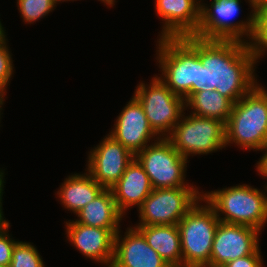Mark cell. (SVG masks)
Listing matches in <instances>:
<instances>
[{"label":"cell","instance_id":"cell-1","mask_svg":"<svg viewBox=\"0 0 267 267\" xmlns=\"http://www.w3.org/2000/svg\"><path fill=\"white\" fill-rule=\"evenodd\" d=\"M255 70L248 43L197 37V75L191 96L216 90L236 103L258 83Z\"/></svg>","mask_w":267,"mask_h":267},{"label":"cell","instance_id":"cell-2","mask_svg":"<svg viewBox=\"0 0 267 267\" xmlns=\"http://www.w3.org/2000/svg\"><path fill=\"white\" fill-rule=\"evenodd\" d=\"M225 132L226 147L260 151L267 145V89L261 83L233 104Z\"/></svg>","mask_w":267,"mask_h":267},{"label":"cell","instance_id":"cell-3","mask_svg":"<svg viewBox=\"0 0 267 267\" xmlns=\"http://www.w3.org/2000/svg\"><path fill=\"white\" fill-rule=\"evenodd\" d=\"M264 188L263 191L250 184L225 186L203 192L202 198L215 210L221 222L247 225L261 231L267 224V187Z\"/></svg>","mask_w":267,"mask_h":267},{"label":"cell","instance_id":"cell-4","mask_svg":"<svg viewBox=\"0 0 267 267\" xmlns=\"http://www.w3.org/2000/svg\"><path fill=\"white\" fill-rule=\"evenodd\" d=\"M156 48L158 77L186 102L196 83L197 37L158 38Z\"/></svg>","mask_w":267,"mask_h":267},{"label":"cell","instance_id":"cell-5","mask_svg":"<svg viewBox=\"0 0 267 267\" xmlns=\"http://www.w3.org/2000/svg\"><path fill=\"white\" fill-rule=\"evenodd\" d=\"M202 202L205 204L202 205ZM215 210L201 198L177 224L183 267L210 266L215 232L219 224Z\"/></svg>","mask_w":267,"mask_h":267},{"label":"cell","instance_id":"cell-6","mask_svg":"<svg viewBox=\"0 0 267 267\" xmlns=\"http://www.w3.org/2000/svg\"><path fill=\"white\" fill-rule=\"evenodd\" d=\"M203 2L196 37L250 41L254 31L255 10H251L246 19L235 22L232 19L240 13L241 0H213L208 5Z\"/></svg>","mask_w":267,"mask_h":267},{"label":"cell","instance_id":"cell-7","mask_svg":"<svg viewBox=\"0 0 267 267\" xmlns=\"http://www.w3.org/2000/svg\"><path fill=\"white\" fill-rule=\"evenodd\" d=\"M137 85L133 96L141 104L152 130L160 138H167L186 110L185 100L156 74L149 84L141 81Z\"/></svg>","mask_w":267,"mask_h":267},{"label":"cell","instance_id":"cell-8","mask_svg":"<svg viewBox=\"0 0 267 267\" xmlns=\"http://www.w3.org/2000/svg\"><path fill=\"white\" fill-rule=\"evenodd\" d=\"M185 112L167 137L185 158L207 155L226 147L225 124L216 119Z\"/></svg>","mask_w":267,"mask_h":267},{"label":"cell","instance_id":"cell-9","mask_svg":"<svg viewBox=\"0 0 267 267\" xmlns=\"http://www.w3.org/2000/svg\"><path fill=\"white\" fill-rule=\"evenodd\" d=\"M199 187L153 189L137 209L139 222L134 226L177 225L202 198Z\"/></svg>","mask_w":267,"mask_h":267},{"label":"cell","instance_id":"cell-10","mask_svg":"<svg viewBox=\"0 0 267 267\" xmlns=\"http://www.w3.org/2000/svg\"><path fill=\"white\" fill-rule=\"evenodd\" d=\"M144 168L153 189L188 187L187 163L167 138H160L135 155Z\"/></svg>","mask_w":267,"mask_h":267},{"label":"cell","instance_id":"cell-11","mask_svg":"<svg viewBox=\"0 0 267 267\" xmlns=\"http://www.w3.org/2000/svg\"><path fill=\"white\" fill-rule=\"evenodd\" d=\"M87 171L104 189H110L135 158L127 148L107 134L98 145L88 151Z\"/></svg>","mask_w":267,"mask_h":267},{"label":"cell","instance_id":"cell-12","mask_svg":"<svg viewBox=\"0 0 267 267\" xmlns=\"http://www.w3.org/2000/svg\"><path fill=\"white\" fill-rule=\"evenodd\" d=\"M262 231L251 226L219 221L212 244L210 266L223 267L259 248Z\"/></svg>","mask_w":267,"mask_h":267},{"label":"cell","instance_id":"cell-13","mask_svg":"<svg viewBox=\"0 0 267 267\" xmlns=\"http://www.w3.org/2000/svg\"><path fill=\"white\" fill-rule=\"evenodd\" d=\"M115 120L108 134L134 155L160 139L152 130L141 104L133 95Z\"/></svg>","mask_w":267,"mask_h":267},{"label":"cell","instance_id":"cell-14","mask_svg":"<svg viewBox=\"0 0 267 267\" xmlns=\"http://www.w3.org/2000/svg\"><path fill=\"white\" fill-rule=\"evenodd\" d=\"M155 13L162 19L159 38L195 36L200 23L199 0H155Z\"/></svg>","mask_w":267,"mask_h":267},{"label":"cell","instance_id":"cell-15","mask_svg":"<svg viewBox=\"0 0 267 267\" xmlns=\"http://www.w3.org/2000/svg\"><path fill=\"white\" fill-rule=\"evenodd\" d=\"M64 223L67 241L76 250L95 263L111 266L115 235L109 229L86 226L71 219Z\"/></svg>","mask_w":267,"mask_h":267},{"label":"cell","instance_id":"cell-16","mask_svg":"<svg viewBox=\"0 0 267 267\" xmlns=\"http://www.w3.org/2000/svg\"><path fill=\"white\" fill-rule=\"evenodd\" d=\"M110 267L170 266L147 244L144 236L131 225L127 227L124 235H122L121 229L116 233L114 238V256Z\"/></svg>","mask_w":267,"mask_h":267},{"label":"cell","instance_id":"cell-17","mask_svg":"<svg viewBox=\"0 0 267 267\" xmlns=\"http://www.w3.org/2000/svg\"><path fill=\"white\" fill-rule=\"evenodd\" d=\"M110 189L117 208L123 215L127 209L136 205L138 209L153 190L148 175L136 158L128 164L123 175Z\"/></svg>","mask_w":267,"mask_h":267},{"label":"cell","instance_id":"cell-18","mask_svg":"<svg viewBox=\"0 0 267 267\" xmlns=\"http://www.w3.org/2000/svg\"><path fill=\"white\" fill-rule=\"evenodd\" d=\"M76 223L109 229L114 235L120 230L124 215L118 210L111 189H103L93 201L76 214Z\"/></svg>","mask_w":267,"mask_h":267},{"label":"cell","instance_id":"cell-19","mask_svg":"<svg viewBox=\"0 0 267 267\" xmlns=\"http://www.w3.org/2000/svg\"><path fill=\"white\" fill-rule=\"evenodd\" d=\"M170 267H183L180 233L177 225L133 226Z\"/></svg>","mask_w":267,"mask_h":267},{"label":"cell","instance_id":"cell-20","mask_svg":"<svg viewBox=\"0 0 267 267\" xmlns=\"http://www.w3.org/2000/svg\"><path fill=\"white\" fill-rule=\"evenodd\" d=\"M59 187L56 195L61 205L74 215L104 189L88 172L72 173Z\"/></svg>","mask_w":267,"mask_h":267},{"label":"cell","instance_id":"cell-21","mask_svg":"<svg viewBox=\"0 0 267 267\" xmlns=\"http://www.w3.org/2000/svg\"><path fill=\"white\" fill-rule=\"evenodd\" d=\"M233 102L227 97L221 95L216 90H205L194 93L186 102V110H192L189 113L216 119L225 125L231 115Z\"/></svg>","mask_w":267,"mask_h":267},{"label":"cell","instance_id":"cell-22","mask_svg":"<svg viewBox=\"0 0 267 267\" xmlns=\"http://www.w3.org/2000/svg\"><path fill=\"white\" fill-rule=\"evenodd\" d=\"M248 45L256 67L258 60L267 54V9L256 11L254 31Z\"/></svg>","mask_w":267,"mask_h":267},{"label":"cell","instance_id":"cell-23","mask_svg":"<svg viewBox=\"0 0 267 267\" xmlns=\"http://www.w3.org/2000/svg\"><path fill=\"white\" fill-rule=\"evenodd\" d=\"M18 11L23 22L33 24L45 18L58 5L54 0H16Z\"/></svg>","mask_w":267,"mask_h":267},{"label":"cell","instance_id":"cell-24","mask_svg":"<svg viewBox=\"0 0 267 267\" xmlns=\"http://www.w3.org/2000/svg\"><path fill=\"white\" fill-rule=\"evenodd\" d=\"M32 244L18 240L13 249L9 267H45L37 247Z\"/></svg>","mask_w":267,"mask_h":267},{"label":"cell","instance_id":"cell-25","mask_svg":"<svg viewBox=\"0 0 267 267\" xmlns=\"http://www.w3.org/2000/svg\"><path fill=\"white\" fill-rule=\"evenodd\" d=\"M7 34L0 36V85L7 89L15 72Z\"/></svg>","mask_w":267,"mask_h":267},{"label":"cell","instance_id":"cell-26","mask_svg":"<svg viewBox=\"0 0 267 267\" xmlns=\"http://www.w3.org/2000/svg\"><path fill=\"white\" fill-rule=\"evenodd\" d=\"M10 223L0 227V266L9 267L12 260V252L18 242L9 235Z\"/></svg>","mask_w":267,"mask_h":267},{"label":"cell","instance_id":"cell-27","mask_svg":"<svg viewBox=\"0 0 267 267\" xmlns=\"http://www.w3.org/2000/svg\"><path fill=\"white\" fill-rule=\"evenodd\" d=\"M260 248L261 246L253 254L230 261L223 267H264Z\"/></svg>","mask_w":267,"mask_h":267},{"label":"cell","instance_id":"cell-28","mask_svg":"<svg viewBox=\"0 0 267 267\" xmlns=\"http://www.w3.org/2000/svg\"><path fill=\"white\" fill-rule=\"evenodd\" d=\"M260 151L263 153V155L260 156V159L257 161L255 167L258 175H262V178L264 177L263 179L266 178L267 180V145H265ZM265 187H267V183Z\"/></svg>","mask_w":267,"mask_h":267},{"label":"cell","instance_id":"cell-29","mask_svg":"<svg viewBox=\"0 0 267 267\" xmlns=\"http://www.w3.org/2000/svg\"><path fill=\"white\" fill-rule=\"evenodd\" d=\"M5 169L0 168V227H3L5 225H7L9 223V220L7 221L6 219H4V213H3V191H4V179H5Z\"/></svg>","mask_w":267,"mask_h":267},{"label":"cell","instance_id":"cell-30","mask_svg":"<svg viewBox=\"0 0 267 267\" xmlns=\"http://www.w3.org/2000/svg\"><path fill=\"white\" fill-rule=\"evenodd\" d=\"M246 2L249 3L251 10L260 11L267 9V0H247Z\"/></svg>","mask_w":267,"mask_h":267},{"label":"cell","instance_id":"cell-31","mask_svg":"<svg viewBox=\"0 0 267 267\" xmlns=\"http://www.w3.org/2000/svg\"><path fill=\"white\" fill-rule=\"evenodd\" d=\"M6 90H7L6 88H4L3 86L0 85V119L2 118L1 115L3 114L2 113V110H3L2 107H4L3 104L5 103V100H6V94H7ZM0 122H1V120H0Z\"/></svg>","mask_w":267,"mask_h":267},{"label":"cell","instance_id":"cell-32","mask_svg":"<svg viewBox=\"0 0 267 267\" xmlns=\"http://www.w3.org/2000/svg\"><path fill=\"white\" fill-rule=\"evenodd\" d=\"M98 1H102V3H104V5L110 7H113L116 3V0H98Z\"/></svg>","mask_w":267,"mask_h":267},{"label":"cell","instance_id":"cell-33","mask_svg":"<svg viewBox=\"0 0 267 267\" xmlns=\"http://www.w3.org/2000/svg\"><path fill=\"white\" fill-rule=\"evenodd\" d=\"M4 28H5V27H3V25H2V23H1V21H0V36L6 33V32H5L6 30H5Z\"/></svg>","mask_w":267,"mask_h":267},{"label":"cell","instance_id":"cell-34","mask_svg":"<svg viewBox=\"0 0 267 267\" xmlns=\"http://www.w3.org/2000/svg\"><path fill=\"white\" fill-rule=\"evenodd\" d=\"M57 4H60V2H68V1H75V0H54Z\"/></svg>","mask_w":267,"mask_h":267}]
</instances>
